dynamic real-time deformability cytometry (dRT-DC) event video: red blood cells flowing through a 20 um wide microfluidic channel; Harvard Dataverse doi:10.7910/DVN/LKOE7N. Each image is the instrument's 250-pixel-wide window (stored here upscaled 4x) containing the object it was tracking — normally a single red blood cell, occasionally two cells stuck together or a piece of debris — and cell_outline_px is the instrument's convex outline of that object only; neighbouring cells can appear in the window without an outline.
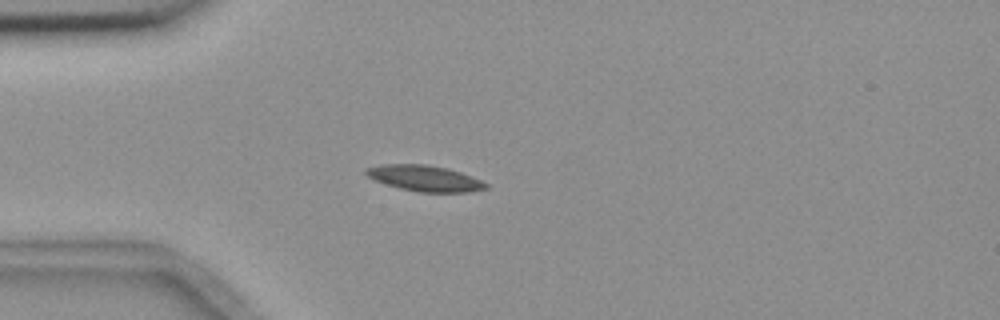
{"species": "common noctule bat (a hibernating species)", "species_latin": "Nyctalus noctula", "temperature_condition": "room temperature", "stored_images_in_passage": 4, "camera_frame_rate_fps": 3000, "um_per_image_px": 0.085, "animal": {"sex": "female", "body_mass_g": 18.4}, "frame": {"image": 1, "passage_image": 4, "time_ms": 3.667, "image_size_px": [1000, 320], "cell_outline_px": [[488, 188], [468, 192], [420, 192], [400, 188], [376, 180], [368, 176], [364, 172], [364, 168], [380, 164], [428, 164], [448, 168], [472, 176], [488, 184]], "centroid_in_image_um": [36.11, 15.14], "position_along_channel_um": 48.9, "area_um2": 18.03}}